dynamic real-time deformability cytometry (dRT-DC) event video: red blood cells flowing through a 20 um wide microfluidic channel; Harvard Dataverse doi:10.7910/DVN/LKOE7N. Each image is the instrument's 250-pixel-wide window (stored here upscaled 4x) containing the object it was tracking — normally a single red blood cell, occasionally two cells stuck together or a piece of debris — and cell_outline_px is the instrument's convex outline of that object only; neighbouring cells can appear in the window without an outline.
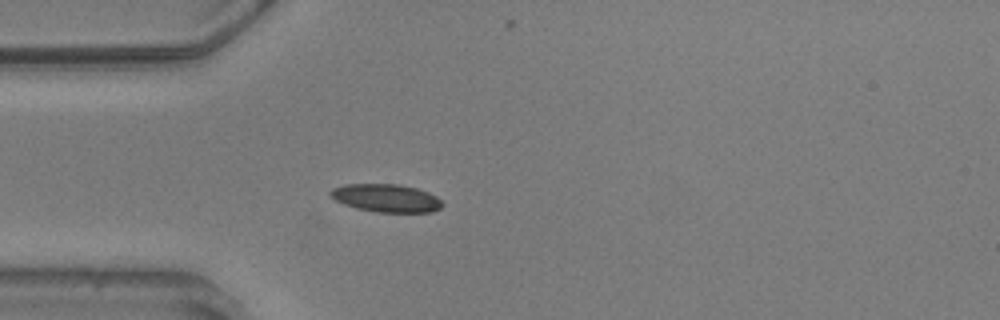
{"species": "common noctule bat (a hibernating species)", "species_latin": "Nyctalus noctula", "temperature_condition": "warm", "stored_images_in_passage": 3, "camera_frame_rate_fps": 3000, "um_per_image_px": 0.085, "animal": {"sex": "male", "body_mass_g": 20.5, "forearm_length_mm": 52.5}, "frame": {"image": 1, "passage_image": 1, "time_ms": 0.0, "image_size_px": [1000, 320], "cell_outline_px": [[444, 204], [440, 208], [432, 212], [376, 212], [356, 208], [344, 204], [328, 196], [328, 192], [332, 188], [344, 184], [400, 184], [416, 188], [428, 192], [436, 196]], "centroid_in_image_um": [32.8, 16.83], "position_along_channel_um": 52.2, "area_um2": 18.38}}